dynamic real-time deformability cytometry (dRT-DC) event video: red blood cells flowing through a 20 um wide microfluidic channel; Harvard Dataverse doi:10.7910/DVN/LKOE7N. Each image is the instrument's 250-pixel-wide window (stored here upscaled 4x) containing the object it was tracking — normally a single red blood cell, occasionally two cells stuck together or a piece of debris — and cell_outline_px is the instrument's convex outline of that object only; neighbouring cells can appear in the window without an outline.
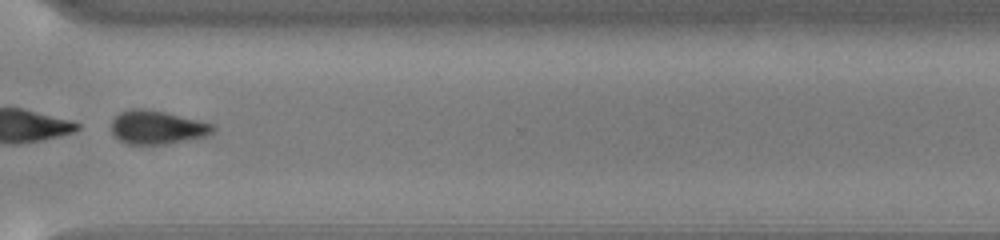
{"species": "common noctule bat (a hibernating species)", "species_latin": "Nyctalus noctula", "temperature_condition": "cold", "stored_images_in_passage": 42, "camera_frame_rate_fps": 3000, "um_per_image_px": 0.085, "animal": {"sex": "male", "body_mass_g": 13.0, "forearm_length_mm": 53.1}, "frame": {"image": 1, "passage_image": 30, "time_ms": 9.667, "image_size_px": [1000, 240], "cell_outline_px": [[216, 128], [208, 136], [164, 144], [124, 144], [112, 132], [112, 120], [120, 112], [132, 108], [140, 108], [164, 112], [216, 124]], "centroid_in_image_um": [13.38, 10.82], "position_along_channel_um": 357.2, "area_um2": 19.83}, "authors_computed_cell_mechanics": {"area_um2": 23.6402, "velocity_mm_per_s": 3.7999, "shape_relaxation_time_tau1_ms": 0.7189, "shape_relaxation_time_tau2_ms": null, "deformation_change_tau1": 0.2801, "deformation_change_tau2": null}}